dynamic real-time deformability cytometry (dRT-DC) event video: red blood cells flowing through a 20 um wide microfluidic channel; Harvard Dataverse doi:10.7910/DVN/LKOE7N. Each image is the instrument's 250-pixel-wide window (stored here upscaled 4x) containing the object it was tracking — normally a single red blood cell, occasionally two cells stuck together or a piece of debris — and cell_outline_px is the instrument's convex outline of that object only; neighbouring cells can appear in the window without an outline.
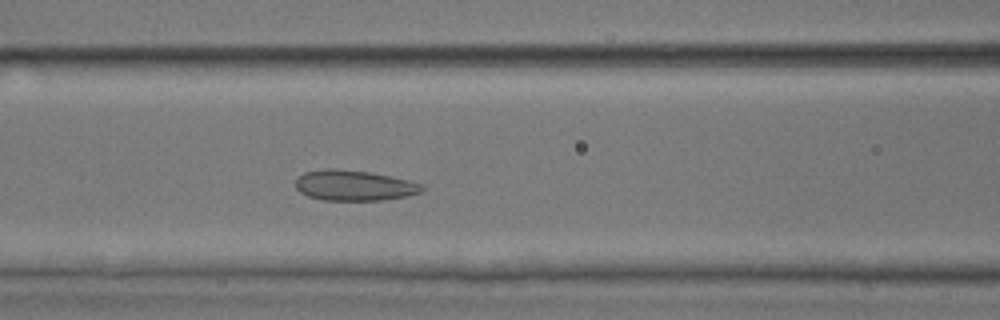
{"species": "common noctule bat (a hibernating species)", "species_latin": "Nyctalus noctula", "temperature_condition": "room temperature", "stored_images_in_passage": 43, "camera_frame_rate_fps": 3000, "um_per_image_px": 0.085, "animal": {"sex": "male", "body_mass_g": 17.9, "forearm_length_mm": 54.2}, "frame": {"image": 1, "passage_image": 12, "time_ms": 3.667, "image_size_px": [1000, 320], "cell_outline_px": [[424, 192], [404, 196], [380, 200], [324, 200], [308, 196], [300, 192], [296, 188], [296, 176], [304, 172], [324, 168], [336, 168], [368, 172], [388, 176], [424, 184]], "centroid_in_image_um": [30.06, 15.75], "position_along_channel_um": 136.5, "area_um2": 22.43}}
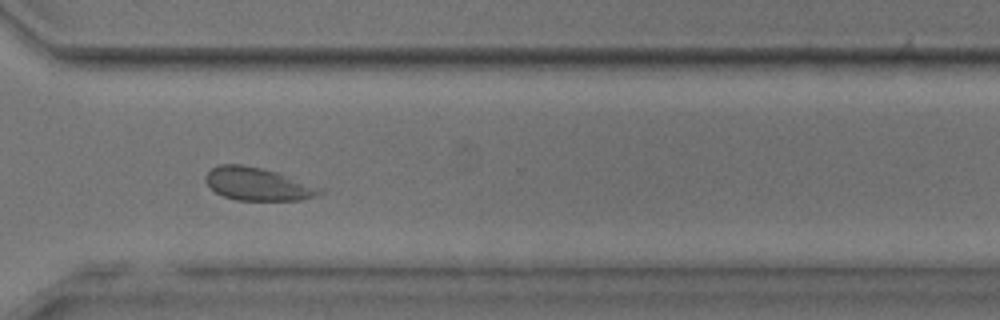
{"frame": {"image": 2, "passage_image": 29, "time_ms": 9.333, "image_size_px": [1000, 320], "cell_outline_px": [[328, 188], [324, 192], [316, 196], [300, 200], [236, 200], [224, 196], [216, 192], [204, 180], [204, 176], [212, 168], [220, 164], [240, 164], [260, 168], [276, 172]], "centroid_in_image_um": [21.98, 15.65], "position_along_channel_um": 348.6, "area_um2": 22.08}}
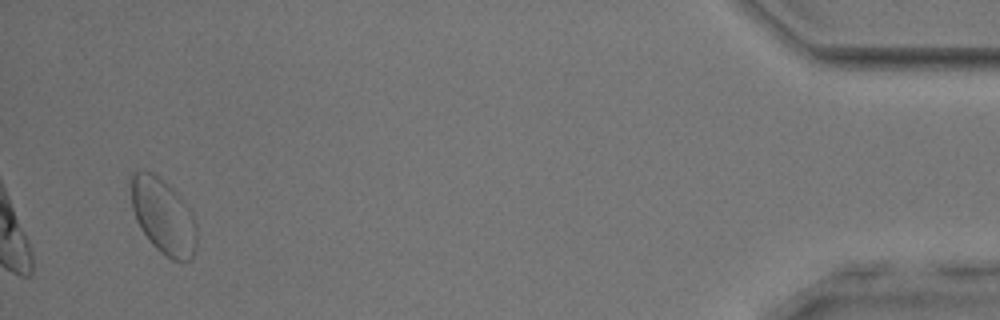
{"frame": {"image": 3, "passage_image": 41, "time_ms": 13.333, "image_size_px": [1000, 320], "cell_outline_px": [[196, 248], [192, 260], [172, 260], [160, 252], [152, 244], [140, 228], [136, 220], [132, 208], [132, 172], [152, 172], [164, 180], [176, 192], [192, 212], [196, 224]], "centroid_in_image_um": [13.9, 18.41], "position_along_channel_um": 421.3, "area_um2": 28.67}, "authors_computed_cell_mechanics": {"area_um2": 22.3686, "velocity_mm_per_s": 3.7466, "shape_relaxation_time_tau1_ms": 5.9512, "shape_relaxation_time_tau2_ms": 0.9816, "deformation_change_tau1": 0.1027, "deformation_change_tau2": 0.0748}}